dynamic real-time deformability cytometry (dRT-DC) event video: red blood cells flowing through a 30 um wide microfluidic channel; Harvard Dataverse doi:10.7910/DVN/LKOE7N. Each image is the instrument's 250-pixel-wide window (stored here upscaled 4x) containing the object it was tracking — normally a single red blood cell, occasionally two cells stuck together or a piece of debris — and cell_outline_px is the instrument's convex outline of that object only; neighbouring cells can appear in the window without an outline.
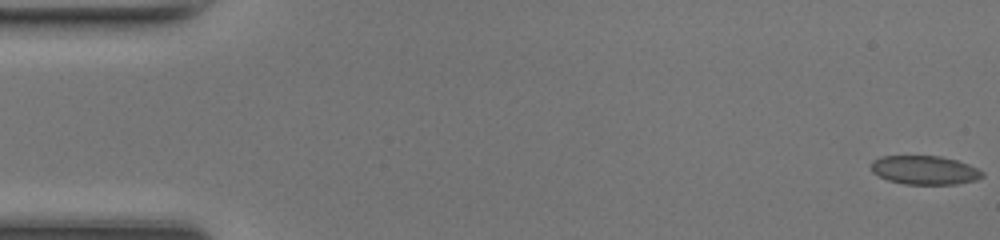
{"species": "common noctule bat (a hibernating species)", "species_latin": "Nyctalus noctula", "temperature_condition": "room temperature", "stored_images_in_passage": 49, "camera_frame_rate_fps": 3000, "um_per_image_px": 0.085, "animal": {"sex": "female", "body_mass_g": 17.0, "forearm_length_mm": 48.0}, "frame": {"image": 1, "passage_image": 1, "time_ms": 0.0, "image_size_px": [1000, 240], "cell_outline_px": [[984, 176], [976, 180], [956, 184], [904, 184], [888, 180], [872, 172], [872, 160], [880, 156], [940, 156], [956, 160], [968, 164], [984, 172]], "centroid_in_image_um": [78.6, 14.46], "position_along_channel_um": 6.4, "area_um2": 18.61}}
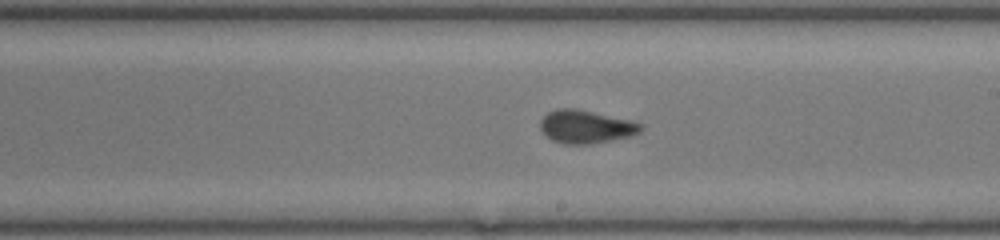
{"frame": {"image": 2, "passage_image": 28, "time_ms": 9.0, "image_size_px": [1000, 240], "cell_outline_px": [[644, 128], [640, 132], [632, 136], [588, 144], [564, 144], [552, 140], [540, 128], [540, 120], [548, 112], [556, 108], [572, 108], [632, 120], [644, 124]], "centroid_in_image_um": [49.83, 10.77], "position_along_channel_um": 239.2, "area_um2": 19.36}}
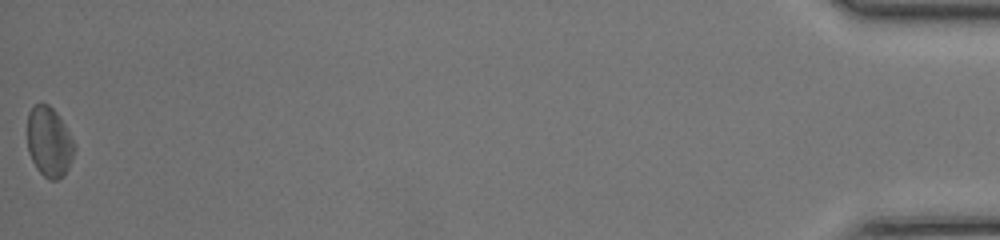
{"frame": {"image": 3, "passage_image": 49, "time_ms": 16.0, "image_size_px": [1000, 240], "cell_outline_px": [[76, 148], [68, 168], [56, 180], [48, 180], [36, 168], [28, 152], [28, 112], [32, 104], [40, 100], [48, 104], [56, 112], [64, 124]], "centroid_in_image_um": [4.15, 12.01], "position_along_channel_um": 431.1, "area_um2": 19.19}, "authors_computed_cell_mechanics": {"area_um2": 18.785, "velocity_mm_per_s": 4.2768, "shape_relaxation_time_tau1_ms": 3.0476, "shape_relaxation_time_tau2_ms": 1.0375, "deformation_change_tau1": 0.0891, "deformation_change_tau2": 0.044}}